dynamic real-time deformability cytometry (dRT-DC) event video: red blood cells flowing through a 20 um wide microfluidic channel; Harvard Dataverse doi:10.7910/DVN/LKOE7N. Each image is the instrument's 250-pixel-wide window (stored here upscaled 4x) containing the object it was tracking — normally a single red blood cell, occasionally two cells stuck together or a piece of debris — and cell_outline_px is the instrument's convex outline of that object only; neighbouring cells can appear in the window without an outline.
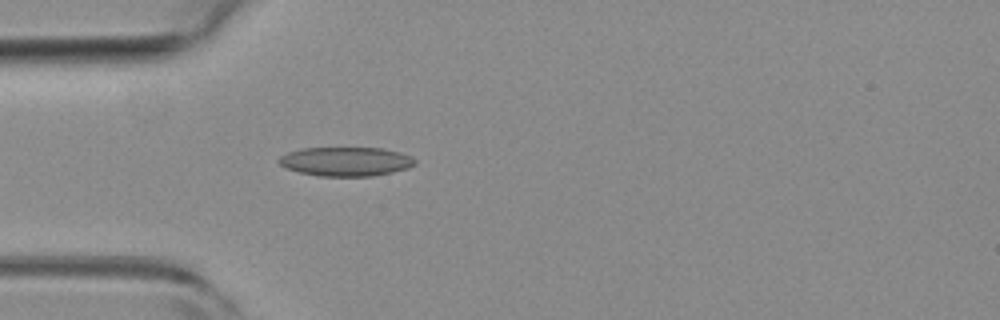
{"species": "common noctule bat (a hibernating species)", "species_latin": "Nyctalus noctula", "temperature_condition": "room temperature", "stored_images_in_passage": 4, "camera_frame_rate_fps": 3000, "um_per_image_px": 0.085, "animal": {"sex": "female", "body_mass_g": 19.3, "forearm_length_mm": 54.1}, "frame": {"image": 1, "passage_image": 4, "time_ms": 1.0, "image_size_px": [1000, 320], "cell_outline_px": [[416, 164], [408, 168], [392, 172], [372, 176], [320, 176], [300, 172], [284, 168], [276, 160], [280, 156], [288, 152], [304, 148], [384, 148], [400, 152], [412, 156], [416, 160]], "centroid_in_image_um": [29.41, 13.72], "position_along_channel_um": 55.6, "area_um2": 23.18}}